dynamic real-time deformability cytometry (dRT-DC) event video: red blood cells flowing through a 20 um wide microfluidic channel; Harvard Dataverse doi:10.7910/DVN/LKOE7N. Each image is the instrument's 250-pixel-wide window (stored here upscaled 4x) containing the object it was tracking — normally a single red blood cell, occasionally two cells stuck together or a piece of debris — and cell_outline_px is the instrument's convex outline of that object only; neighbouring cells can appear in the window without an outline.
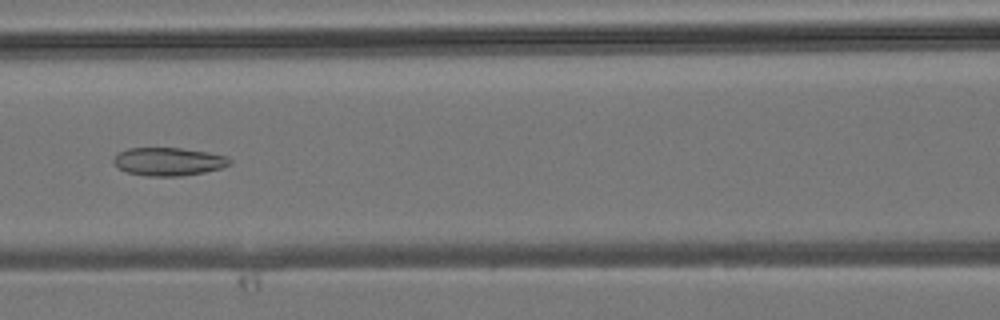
{"species": "common noctule bat (a hibernating species)", "species_latin": "Nyctalus noctula", "temperature_condition": "room temperature", "stored_images_in_passage": 33, "camera_frame_rate_fps": 3000, "um_per_image_px": 0.085, "animal": {"sex": "male", "body_mass_g": 19.2, "forearm_length_mm": 51.8}, "frame": {"image": 1, "passage_image": 9, "time_ms": 2.667, "image_size_px": [1000, 320], "cell_outline_px": [[232, 164], [220, 168], [204, 172], [180, 176], [148, 176], [128, 172], [120, 168], [112, 160], [116, 152], [128, 148], [180, 148], [208, 152], [228, 156], [232, 160]], "centroid_in_image_um": [14.34, 13.72], "position_along_channel_um": 152.3, "area_um2": 19.07}}
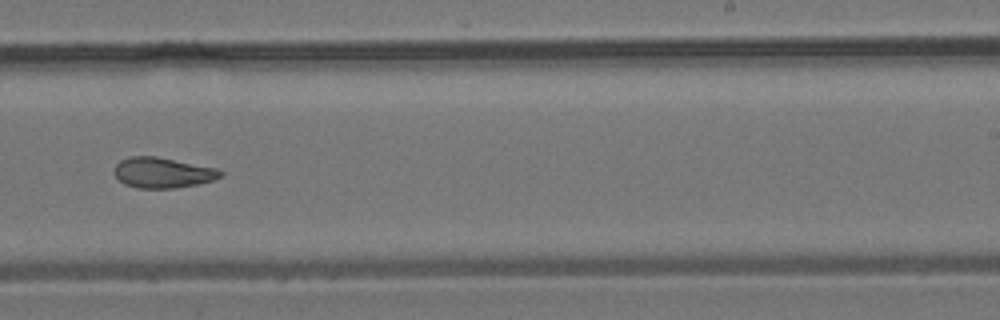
{"frame": {"image": 2, "passage_image": 17, "time_ms": 5.333, "image_size_px": [1000, 320], "cell_outline_px": [[224, 176], [212, 180], [196, 184], [176, 188], [136, 188], [124, 184], [112, 172], [116, 164], [120, 160], [132, 156], [156, 156], [216, 168], [224, 172]], "centroid_in_image_um": [13.81, 14.68], "position_along_channel_um": 275.2, "area_um2": 18.9}}
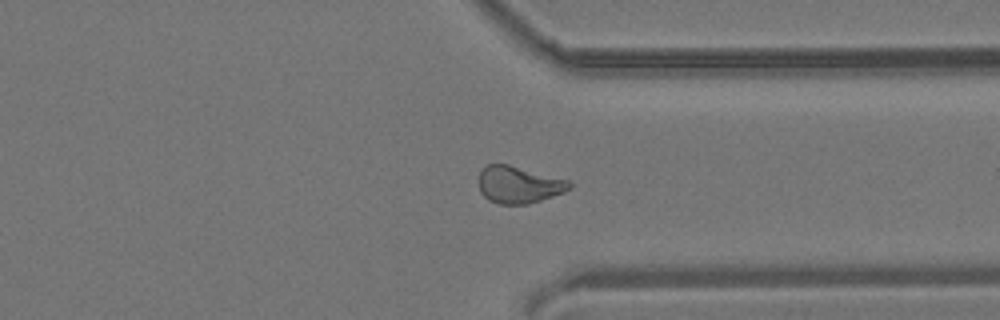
{"frame": {"image": 3, "passage_image": 23, "time_ms": 7.333, "image_size_px": [1000, 320], "cell_outline_px": [[572, 188], [564, 192], [528, 204], [500, 204], [488, 200], [480, 192], [480, 172], [488, 164], [508, 164], [568, 180], [572, 184]], "centroid_in_image_um": [44.1, 15.7], "position_along_channel_um": 367.3, "area_um2": 19.36}}